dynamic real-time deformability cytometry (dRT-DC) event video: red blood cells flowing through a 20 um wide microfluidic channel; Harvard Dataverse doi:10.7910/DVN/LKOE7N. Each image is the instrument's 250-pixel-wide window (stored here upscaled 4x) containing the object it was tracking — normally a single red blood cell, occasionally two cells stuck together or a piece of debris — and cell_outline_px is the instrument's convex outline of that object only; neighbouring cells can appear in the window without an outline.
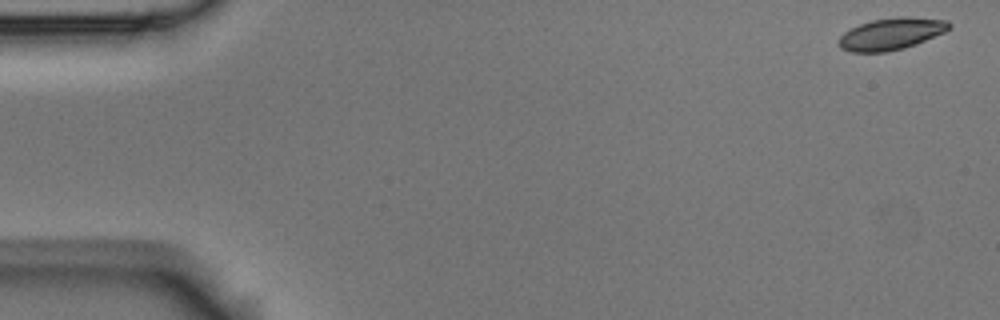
{"species": "Egyptian fruit bat (a non-hibernating species)", "species_latin": "Rousettus aegyptiacus", "temperature_condition": "room temperature", "stored_images_in_passage": 6, "camera_frame_rate_fps": 3000, "um_per_image_px": 0.085, "animal": {"sex": "male"}, "frame": {"image": 1, "passage_image": 1, "time_ms": 0.0, "image_size_px": [1000, 320], "cell_outline_px": [[952, 24], [944, 32], [916, 44], [904, 48], [888, 52], [848, 52], [840, 48], [840, 36], [844, 32], [860, 24], [872, 20], [900, 16], [908, 16], [948, 20]], "centroid_in_image_um": [75.76, 2.87], "position_along_channel_um": 9.2, "area_um2": 20.46}}